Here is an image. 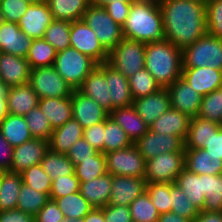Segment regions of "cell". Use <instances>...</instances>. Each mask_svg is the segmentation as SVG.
<instances>
[{"mask_svg": "<svg viewBox=\"0 0 222 222\" xmlns=\"http://www.w3.org/2000/svg\"><path fill=\"white\" fill-rule=\"evenodd\" d=\"M159 7L165 39L182 51L207 34L206 4L192 0H163Z\"/></svg>", "mask_w": 222, "mask_h": 222, "instance_id": "obj_1", "label": "cell"}, {"mask_svg": "<svg viewBox=\"0 0 222 222\" xmlns=\"http://www.w3.org/2000/svg\"><path fill=\"white\" fill-rule=\"evenodd\" d=\"M122 31L125 38L144 44L165 41L159 4L133 0Z\"/></svg>", "mask_w": 222, "mask_h": 222, "instance_id": "obj_2", "label": "cell"}, {"mask_svg": "<svg viewBox=\"0 0 222 222\" xmlns=\"http://www.w3.org/2000/svg\"><path fill=\"white\" fill-rule=\"evenodd\" d=\"M182 66V50L171 42L145 44V69L161 88H167L181 77Z\"/></svg>", "mask_w": 222, "mask_h": 222, "instance_id": "obj_3", "label": "cell"}, {"mask_svg": "<svg viewBox=\"0 0 222 222\" xmlns=\"http://www.w3.org/2000/svg\"><path fill=\"white\" fill-rule=\"evenodd\" d=\"M53 66L70 87L73 90H77L84 79L97 66V63L89 56L81 54L75 48L68 47L56 53Z\"/></svg>", "mask_w": 222, "mask_h": 222, "instance_id": "obj_4", "label": "cell"}, {"mask_svg": "<svg viewBox=\"0 0 222 222\" xmlns=\"http://www.w3.org/2000/svg\"><path fill=\"white\" fill-rule=\"evenodd\" d=\"M182 67L222 70V38L206 34L182 51Z\"/></svg>", "mask_w": 222, "mask_h": 222, "instance_id": "obj_5", "label": "cell"}, {"mask_svg": "<svg viewBox=\"0 0 222 222\" xmlns=\"http://www.w3.org/2000/svg\"><path fill=\"white\" fill-rule=\"evenodd\" d=\"M106 63L129 78L145 67V44L124 37L108 52Z\"/></svg>", "mask_w": 222, "mask_h": 222, "instance_id": "obj_6", "label": "cell"}, {"mask_svg": "<svg viewBox=\"0 0 222 222\" xmlns=\"http://www.w3.org/2000/svg\"><path fill=\"white\" fill-rule=\"evenodd\" d=\"M82 20L95 32L102 46L109 52L123 38L122 26L118 25L104 7L90 5Z\"/></svg>", "mask_w": 222, "mask_h": 222, "instance_id": "obj_7", "label": "cell"}, {"mask_svg": "<svg viewBox=\"0 0 222 222\" xmlns=\"http://www.w3.org/2000/svg\"><path fill=\"white\" fill-rule=\"evenodd\" d=\"M185 169V151L163 153L146 161L144 179L149 183H175Z\"/></svg>", "mask_w": 222, "mask_h": 222, "instance_id": "obj_8", "label": "cell"}, {"mask_svg": "<svg viewBox=\"0 0 222 222\" xmlns=\"http://www.w3.org/2000/svg\"><path fill=\"white\" fill-rule=\"evenodd\" d=\"M28 83L39 99L68 97L73 92V88L57 73L54 66L31 69Z\"/></svg>", "mask_w": 222, "mask_h": 222, "instance_id": "obj_9", "label": "cell"}, {"mask_svg": "<svg viewBox=\"0 0 222 222\" xmlns=\"http://www.w3.org/2000/svg\"><path fill=\"white\" fill-rule=\"evenodd\" d=\"M106 170L112 176H145L146 161L134 144L130 147L104 154Z\"/></svg>", "mask_w": 222, "mask_h": 222, "instance_id": "obj_10", "label": "cell"}, {"mask_svg": "<svg viewBox=\"0 0 222 222\" xmlns=\"http://www.w3.org/2000/svg\"><path fill=\"white\" fill-rule=\"evenodd\" d=\"M70 47L89 56L97 64L107 62L108 51L102 46L93 29L82 19L71 22Z\"/></svg>", "mask_w": 222, "mask_h": 222, "instance_id": "obj_11", "label": "cell"}, {"mask_svg": "<svg viewBox=\"0 0 222 222\" xmlns=\"http://www.w3.org/2000/svg\"><path fill=\"white\" fill-rule=\"evenodd\" d=\"M134 145L145 161L163 153L185 151L184 141L180 137L163 135L150 130L138 139Z\"/></svg>", "mask_w": 222, "mask_h": 222, "instance_id": "obj_12", "label": "cell"}, {"mask_svg": "<svg viewBox=\"0 0 222 222\" xmlns=\"http://www.w3.org/2000/svg\"><path fill=\"white\" fill-rule=\"evenodd\" d=\"M167 89L173 109L186 114L189 118L198 115L203 96L196 92L182 77L169 85Z\"/></svg>", "mask_w": 222, "mask_h": 222, "instance_id": "obj_13", "label": "cell"}, {"mask_svg": "<svg viewBox=\"0 0 222 222\" xmlns=\"http://www.w3.org/2000/svg\"><path fill=\"white\" fill-rule=\"evenodd\" d=\"M45 0L32 3L18 22L21 32L32 39L43 38L46 28L53 21Z\"/></svg>", "mask_w": 222, "mask_h": 222, "instance_id": "obj_14", "label": "cell"}, {"mask_svg": "<svg viewBox=\"0 0 222 222\" xmlns=\"http://www.w3.org/2000/svg\"><path fill=\"white\" fill-rule=\"evenodd\" d=\"M71 102L72 116L80 123L83 129L103 122L109 117V113L95 100L85 96L78 90H73Z\"/></svg>", "mask_w": 222, "mask_h": 222, "instance_id": "obj_15", "label": "cell"}, {"mask_svg": "<svg viewBox=\"0 0 222 222\" xmlns=\"http://www.w3.org/2000/svg\"><path fill=\"white\" fill-rule=\"evenodd\" d=\"M49 149V141L33 138L14 147L10 171L21 174L27 168L39 164Z\"/></svg>", "mask_w": 222, "mask_h": 222, "instance_id": "obj_16", "label": "cell"}, {"mask_svg": "<svg viewBox=\"0 0 222 222\" xmlns=\"http://www.w3.org/2000/svg\"><path fill=\"white\" fill-rule=\"evenodd\" d=\"M146 184L141 177L112 176L109 204L130 206L135 198L146 191Z\"/></svg>", "mask_w": 222, "mask_h": 222, "instance_id": "obj_17", "label": "cell"}, {"mask_svg": "<svg viewBox=\"0 0 222 222\" xmlns=\"http://www.w3.org/2000/svg\"><path fill=\"white\" fill-rule=\"evenodd\" d=\"M30 70L26 58L0 52V83L6 88L27 84Z\"/></svg>", "mask_w": 222, "mask_h": 222, "instance_id": "obj_18", "label": "cell"}, {"mask_svg": "<svg viewBox=\"0 0 222 222\" xmlns=\"http://www.w3.org/2000/svg\"><path fill=\"white\" fill-rule=\"evenodd\" d=\"M181 77L202 96L222 86V70L206 67H182Z\"/></svg>", "mask_w": 222, "mask_h": 222, "instance_id": "obj_19", "label": "cell"}, {"mask_svg": "<svg viewBox=\"0 0 222 222\" xmlns=\"http://www.w3.org/2000/svg\"><path fill=\"white\" fill-rule=\"evenodd\" d=\"M133 106L145 124L150 127L171 107L169 91L167 88H160L157 92L146 97L134 99Z\"/></svg>", "mask_w": 222, "mask_h": 222, "instance_id": "obj_20", "label": "cell"}, {"mask_svg": "<svg viewBox=\"0 0 222 222\" xmlns=\"http://www.w3.org/2000/svg\"><path fill=\"white\" fill-rule=\"evenodd\" d=\"M105 73L112 110L133 105L129 80L121 72L113 69L107 63L97 64Z\"/></svg>", "mask_w": 222, "mask_h": 222, "instance_id": "obj_21", "label": "cell"}, {"mask_svg": "<svg viewBox=\"0 0 222 222\" xmlns=\"http://www.w3.org/2000/svg\"><path fill=\"white\" fill-rule=\"evenodd\" d=\"M33 39L21 32L18 23L5 22L0 26V52L26 58Z\"/></svg>", "mask_w": 222, "mask_h": 222, "instance_id": "obj_22", "label": "cell"}, {"mask_svg": "<svg viewBox=\"0 0 222 222\" xmlns=\"http://www.w3.org/2000/svg\"><path fill=\"white\" fill-rule=\"evenodd\" d=\"M77 90L95 100L108 113L112 111L105 73L98 65L84 79L82 85Z\"/></svg>", "mask_w": 222, "mask_h": 222, "instance_id": "obj_23", "label": "cell"}, {"mask_svg": "<svg viewBox=\"0 0 222 222\" xmlns=\"http://www.w3.org/2000/svg\"><path fill=\"white\" fill-rule=\"evenodd\" d=\"M5 94L8 113L13 115L25 116L39 103V97L29 83L8 87Z\"/></svg>", "mask_w": 222, "mask_h": 222, "instance_id": "obj_24", "label": "cell"}, {"mask_svg": "<svg viewBox=\"0 0 222 222\" xmlns=\"http://www.w3.org/2000/svg\"><path fill=\"white\" fill-rule=\"evenodd\" d=\"M189 120L190 118L186 114L170 107L152 123L149 130L163 135L178 136L185 141L188 134Z\"/></svg>", "mask_w": 222, "mask_h": 222, "instance_id": "obj_25", "label": "cell"}, {"mask_svg": "<svg viewBox=\"0 0 222 222\" xmlns=\"http://www.w3.org/2000/svg\"><path fill=\"white\" fill-rule=\"evenodd\" d=\"M109 116L123 128L133 144L149 131L133 105L114 109Z\"/></svg>", "mask_w": 222, "mask_h": 222, "instance_id": "obj_26", "label": "cell"}, {"mask_svg": "<svg viewBox=\"0 0 222 222\" xmlns=\"http://www.w3.org/2000/svg\"><path fill=\"white\" fill-rule=\"evenodd\" d=\"M185 169L198 175L222 174V160L204 149H185Z\"/></svg>", "mask_w": 222, "mask_h": 222, "instance_id": "obj_27", "label": "cell"}, {"mask_svg": "<svg viewBox=\"0 0 222 222\" xmlns=\"http://www.w3.org/2000/svg\"><path fill=\"white\" fill-rule=\"evenodd\" d=\"M83 127L73 117L64 125L55 128L49 140V148L57 153L67 154L69 149L83 138Z\"/></svg>", "mask_w": 222, "mask_h": 222, "instance_id": "obj_28", "label": "cell"}, {"mask_svg": "<svg viewBox=\"0 0 222 222\" xmlns=\"http://www.w3.org/2000/svg\"><path fill=\"white\" fill-rule=\"evenodd\" d=\"M112 175L107 172L89 182L80 183L81 195L95 208L109 204Z\"/></svg>", "mask_w": 222, "mask_h": 222, "instance_id": "obj_29", "label": "cell"}, {"mask_svg": "<svg viewBox=\"0 0 222 222\" xmlns=\"http://www.w3.org/2000/svg\"><path fill=\"white\" fill-rule=\"evenodd\" d=\"M38 106L53 129L64 125L73 117L71 96L63 98H41L39 99Z\"/></svg>", "mask_w": 222, "mask_h": 222, "instance_id": "obj_30", "label": "cell"}, {"mask_svg": "<svg viewBox=\"0 0 222 222\" xmlns=\"http://www.w3.org/2000/svg\"><path fill=\"white\" fill-rule=\"evenodd\" d=\"M222 125L213 121L202 119L198 116L189 120L188 134L184 141L185 149H202L211 136L216 133Z\"/></svg>", "mask_w": 222, "mask_h": 222, "instance_id": "obj_31", "label": "cell"}, {"mask_svg": "<svg viewBox=\"0 0 222 222\" xmlns=\"http://www.w3.org/2000/svg\"><path fill=\"white\" fill-rule=\"evenodd\" d=\"M0 132L13 148L33 139L24 116L10 113L1 122Z\"/></svg>", "mask_w": 222, "mask_h": 222, "instance_id": "obj_32", "label": "cell"}, {"mask_svg": "<svg viewBox=\"0 0 222 222\" xmlns=\"http://www.w3.org/2000/svg\"><path fill=\"white\" fill-rule=\"evenodd\" d=\"M54 20H81L90 0H45Z\"/></svg>", "mask_w": 222, "mask_h": 222, "instance_id": "obj_33", "label": "cell"}, {"mask_svg": "<svg viewBox=\"0 0 222 222\" xmlns=\"http://www.w3.org/2000/svg\"><path fill=\"white\" fill-rule=\"evenodd\" d=\"M22 183L20 174L0 171V211L16 209Z\"/></svg>", "mask_w": 222, "mask_h": 222, "instance_id": "obj_34", "label": "cell"}, {"mask_svg": "<svg viewBox=\"0 0 222 222\" xmlns=\"http://www.w3.org/2000/svg\"><path fill=\"white\" fill-rule=\"evenodd\" d=\"M175 183L188 196L190 202L201 211L205 203L203 175H198L184 169L178 175Z\"/></svg>", "mask_w": 222, "mask_h": 222, "instance_id": "obj_35", "label": "cell"}, {"mask_svg": "<svg viewBox=\"0 0 222 222\" xmlns=\"http://www.w3.org/2000/svg\"><path fill=\"white\" fill-rule=\"evenodd\" d=\"M40 165L52 181L63 176L73 175L75 172V165L66 154L54 152L50 148L44 154Z\"/></svg>", "mask_w": 222, "mask_h": 222, "instance_id": "obj_36", "label": "cell"}, {"mask_svg": "<svg viewBox=\"0 0 222 222\" xmlns=\"http://www.w3.org/2000/svg\"><path fill=\"white\" fill-rule=\"evenodd\" d=\"M50 199L55 200L65 218H84L93 209V206L81 195L80 191Z\"/></svg>", "mask_w": 222, "mask_h": 222, "instance_id": "obj_37", "label": "cell"}, {"mask_svg": "<svg viewBox=\"0 0 222 222\" xmlns=\"http://www.w3.org/2000/svg\"><path fill=\"white\" fill-rule=\"evenodd\" d=\"M55 48L44 38L33 39L26 56L30 68L53 66L56 58Z\"/></svg>", "mask_w": 222, "mask_h": 222, "instance_id": "obj_38", "label": "cell"}, {"mask_svg": "<svg viewBox=\"0 0 222 222\" xmlns=\"http://www.w3.org/2000/svg\"><path fill=\"white\" fill-rule=\"evenodd\" d=\"M205 203L201 211L222 212V174L203 175Z\"/></svg>", "mask_w": 222, "mask_h": 222, "instance_id": "obj_39", "label": "cell"}, {"mask_svg": "<svg viewBox=\"0 0 222 222\" xmlns=\"http://www.w3.org/2000/svg\"><path fill=\"white\" fill-rule=\"evenodd\" d=\"M132 144L123 128L109 116L105 120L104 154L128 148Z\"/></svg>", "mask_w": 222, "mask_h": 222, "instance_id": "obj_40", "label": "cell"}, {"mask_svg": "<svg viewBox=\"0 0 222 222\" xmlns=\"http://www.w3.org/2000/svg\"><path fill=\"white\" fill-rule=\"evenodd\" d=\"M49 200L48 194L39 192L22 183L16 209L35 216Z\"/></svg>", "mask_w": 222, "mask_h": 222, "instance_id": "obj_41", "label": "cell"}, {"mask_svg": "<svg viewBox=\"0 0 222 222\" xmlns=\"http://www.w3.org/2000/svg\"><path fill=\"white\" fill-rule=\"evenodd\" d=\"M71 21L53 20L46 28L43 38L51 44L56 52L70 47Z\"/></svg>", "mask_w": 222, "mask_h": 222, "instance_id": "obj_42", "label": "cell"}, {"mask_svg": "<svg viewBox=\"0 0 222 222\" xmlns=\"http://www.w3.org/2000/svg\"><path fill=\"white\" fill-rule=\"evenodd\" d=\"M75 175L80 183L89 182L107 173L106 158L102 152H98L93 159L82 160L75 165Z\"/></svg>", "mask_w": 222, "mask_h": 222, "instance_id": "obj_43", "label": "cell"}, {"mask_svg": "<svg viewBox=\"0 0 222 222\" xmlns=\"http://www.w3.org/2000/svg\"><path fill=\"white\" fill-rule=\"evenodd\" d=\"M128 80L133 99L146 97L149 94L157 92L161 88L145 67L130 76Z\"/></svg>", "mask_w": 222, "mask_h": 222, "instance_id": "obj_44", "label": "cell"}, {"mask_svg": "<svg viewBox=\"0 0 222 222\" xmlns=\"http://www.w3.org/2000/svg\"><path fill=\"white\" fill-rule=\"evenodd\" d=\"M130 214L132 222H157L160 216L146 191L132 201Z\"/></svg>", "mask_w": 222, "mask_h": 222, "instance_id": "obj_45", "label": "cell"}, {"mask_svg": "<svg viewBox=\"0 0 222 222\" xmlns=\"http://www.w3.org/2000/svg\"><path fill=\"white\" fill-rule=\"evenodd\" d=\"M197 116L222 125V86L202 97Z\"/></svg>", "mask_w": 222, "mask_h": 222, "instance_id": "obj_46", "label": "cell"}, {"mask_svg": "<svg viewBox=\"0 0 222 222\" xmlns=\"http://www.w3.org/2000/svg\"><path fill=\"white\" fill-rule=\"evenodd\" d=\"M170 196L171 212L193 222L200 210L190 202L188 196L183 193L176 183H170Z\"/></svg>", "mask_w": 222, "mask_h": 222, "instance_id": "obj_47", "label": "cell"}, {"mask_svg": "<svg viewBox=\"0 0 222 222\" xmlns=\"http://www.w3.org/2000/svg\"><path fill=\"white\" fill-rule=\"evenodd\" d=\"M24 118L33 138L50 140L54 129L39 106L33 108Z\"/></svg>", "mask_w": 222, "mask_h": 222, "instance_id": "obj_48", "label": "cell"}, {"mask_svg": "<svg viewBox=\"0 0 222 222\" xmlns=\"http://www.w3.org/2000/svg\"><path fill=\"white\" fill-rule=\"evenodd\" d=\"M20 175L24 184L39 192L50 195L52 180L50 176L44 172L40 163L27 168Z\"/></svg>", "mask_w": 222, "mask_h": 222, "instance_id": "obj_49", "label": "cell"}, {"mask_svg": "<svg viewBox=\"0 0 222 222\" xmlns=\"http://www.w3.org/2000/svg\"><path fill=\"white\" fill-rule=\"evenodd\" d=\"M146 192L159 214L171 212L170 183L146 184Z\"/></svg>", "mask_w": 222, "mask_h": 222, "instance_id": "obj_50", "label": "cell"}, {"mask_svg": "<svg viewBox=\"0 0 222 222\" xmlns=\"http://www.w3.org/2000/svg\"><path fill=\"white\" fill-rule=\"evenodd\" d=\"M207 34L222 38V0H209L206 3Z\"/></svg>", "mask_w": 222, "mask_h": 222, "instance_id": "obj_51", "label": "cell"}, {"mask_svg": "<svg viewBox=\"0 0 222 222\" xmlns=\"http://www.w3.org/2000/svg\"><path fill=\"white\" fill-rule=\"evenodd\" d=\"M80 191V181L75 173L52 181L49 197L59 198Z\"/></svg>", "mask_w": 222, "mask_h": 222, "instance_id": "obj_52", "label": "cell"}, {"mask_svg": "<svg viewBox=\"0 0 222 222\" xmlns=\"http://www.w3.org/2000/svg\"><path fill=\"white\" fill-rule=\"evenodd\" d=\"M30 3L24 0H0V10L6 22L18 23Z\"/></svg>", "mask_w": 222, "mask_h": 222, "instance_id": "obj_53", "label": "cell"}, {"mask_svg": "<svg viewBox=\"0 0 222 222\" xmlns=\"http://www.w3.org/2000/svg\"><path fill=\"white\" fill-rule=\"evenodd\" d=\"M98 152L84 138H81L69 149L66 155L74 165H77L82 163V160L93 159Z\"/></svg>", "mask_w": 222, "mask_h": 222, "instance_id": "obj_54", "label": "cell"}, {"mask_svg": "<svg viewBox=\"0 0 222 222\" xmlns=\"http://www.w3.org/2000/svg\"><path fill=\"white\" fill-rule=\"evenodd\" d=\"M105 121L83 130V138L97 151L104 154Z\"/></svg>", "mask_w": 222, "mask_h": 222, "instance_id": "obj_55", "label": "cell"}, {"mask_svg": "<svg viewBox=\"0 0 222 222\" xmlns=\"http://www.w3.org/2000/svg\"><path fill=\"white\" fill-rule=\"evenodd\" d=\"M102 209L105 222H132L130 206L108 204Z\"/></svg>", "mask_w": 222, "mask_h": 222, "instance_id": "obj_56", "label": "cell"}, {"mask_svg": "<svg viewBox=\"0 0 222 222\" xmlns=\"http://www.w3.org/2000/svg\"><path fill=\"white\" fill-rule=\"evenodd\" d=\"M65 217L55 200L50 199L34 216L35 222H60Z\"/></svg>", "mask_w": 222, "mask_h": 222, "instance_id": "obj_57", "label": "cell"}, {"mask_svg": "<svg viewBox=\"0 0 222 222\" xmlns=\"http://www.w3.org/2000/svg\"><path fill=\"white\" fill-rule=\"evenodd\" d=\"M132 1H116L111 2L104 8L110 17L120 26H123L129 15Z\"/></svg>", "mask_w": 222, "mask_h": 222, "instance_id": "obj_58", "label": "cell"}, {"mask_svg": "<svg viewBox=\"0 0 222 222\" xmlns=\"http://www.w3.org/2000/svg\"><path fill=\"white\" fill-rule=\"evenodd\" d=\"M0 222H35L34 216L19 209L0 211Z\"/></svg>", "mask_w": 222, "mask_h": 222, "instance_id": "obj_59", "label": "cell"}, {"mask_svg": "<svg viewBox=\"0 0 222 222\" xmlns=\"http://www.w3.org/2000/svg\"><path fill=\"white\" fill-rule=\"evenodd\" d=\"M13 149L0 132V171H10Z\"/></svg>", "mask_w": 222, "mask_h": 222, "instance_id": "obj_60", "label": "cell"}, {"mask_svg": "<svg viewBox=\"0 0 222 222\" xmlns=\"http://www.w3.org/2000/svg\"><path fill=\"white\" fill-rule=\"evenodd\" d=\"M204 149L208 154L219 157L222 160V127L214 133L204 146Z\"/></svg>", "mask_w": 222, "mask_h": 222, "instance_id": "obj_61", "label": "cell"}, {"mask_svg": "<svg viewBox=\"0 0 222 222\" xmlns=\"http://www.w3.org/2000/svg\"><path fill=\"white\" fill-rule=\"evenodd\" d=\"M193 222H222V212L199 211Z\"/></svg>", "mask_w": 222, "mask_h": 222, "instance_id": "obj_62", "label": "cell"}, {"mask_svg": "<svg viewBox=\"0 0 222 222\" xmlns=\"http://www.w3.org/2000/svg\"><path fill=\"white\" fill-rule=\"evenodd\" d=\"M84 222H105L103 209L93 207V209L84 217Z\"/></svg>", "mask_w": 222, "mask_h": 222, "instance_id": "obj_63", "label": "cell"}, {"mask_svg": "<svg viewBox=\"0 0 222 222\" xmlns=\"http://www.w3.org/2000/svg\"><path fill=\"white\" fill-rule=\"evenodd\" d=\"M157 222H192L191 220L179 216L173 212L162 213Z\"/></svg>", "mask_w": 222, "mask_h": 222, "instance_id": "obj_64", "label": "cell"}, {"mask_svg": "<svg viewBox=\"0 0 222 222\" xmlns=\"http://www.w3.org/2000/svg\"><path fill=\"white\" fill-rule=\"evenodd\" d=\"M8 115L6 94H0V124Z\"/></svg>", "mask_w": 222, "mask_h": 222, "instance_id": "obj_65", "label": "cell"}, {"mask_svg": "<svg viewBox=\"0 0 222 222\" xmlns=\"http://www.w3.org/2000/svg\"><path fill=\"white\" fill-rule=\"evenodd\" d=\"M116 1H133V0H90V4L97 7H105L109 3Z\"/></svg>", "mask_w": 222, "mask_h": 222, "instance_id": "obj_66", "label": "cell"}, {"mask_svg": "<svg viewBox=\"0 0 222 222\" xmlns=\"http://www.w3.org/2000/svg\"><path fill=\"white\" fill-rule=\"evenodd\" d=\"M60 222H84V218H74V217L64 218Z\"/></svg>", "mask_w": 222, "mask_h": 222, "instance_id": "obj_67", "label": "cell"}, {"mask_svg": "<svg viewBox=\"0 0 222 222\" xmlns=\"http://www.w3.org/2000/svg\"><path fill=\"white\" fill-rule=\"evenodd\" d=\"M6 21H5V18H4V15H3V13L1 12V10H0V26L2 25V24H4Z\"/></svg>", "mask_w": 222, "mask_h": 222, "instance_id": "obj_68", "label": "cell"}, {"mask_svg": "<svg viewBox=\"0 0 222 222\" xmlns=\"http://www.w3.org/2000/svg\"><path fill=\"white\" fill-rule=\"evenodd\" d=\"M139 1L153 2V3H156V4H160L163 0H139Z\"/></svg>", "mask_w": 222, "mask_h": 222, "instance_id": "obj_69", "label": "cell"}, {"mask_svg": "<svg viewBox=\"0 0 222 222\" xmlns=\"http://www.w3.org/2000/svg\"><path fill=\"white\" fill-rule=\"evenodd\" d=\"M6 87L0 83V94H5Z\"/></svg>", "mask_w": 222, "mask_h": 222, "instance_id": "obj_70", "label": "cell"}, {"mask_svg": "<svg viewBox=\"0 0 222 222\" xmlns=\"http://www.w3.org/2000/svg\"><path fill=\"white\" fill-rule=\"evenodd\" d=\"M24 1L32 4V3L40 2V1H42V0H24Z\"/></svg>", "mask_w": 222, "mask_h": 222, "instance_id": "obj_71", "label": "cell"}, {"mask_svg": "<svg viewBox=\"0 0 222 222\" xmlns=\"http://www.w3.org/2000/svg\"><path fill=\"white\" fill-rule=\"evenodd\" d=\"M192 1H198V2L206 4L209 0H192Z\"/></svg>", "mask_w": 222, "mask_h": 222, "instance_id": "obj_72", "label": "cell"}]
</instances>
